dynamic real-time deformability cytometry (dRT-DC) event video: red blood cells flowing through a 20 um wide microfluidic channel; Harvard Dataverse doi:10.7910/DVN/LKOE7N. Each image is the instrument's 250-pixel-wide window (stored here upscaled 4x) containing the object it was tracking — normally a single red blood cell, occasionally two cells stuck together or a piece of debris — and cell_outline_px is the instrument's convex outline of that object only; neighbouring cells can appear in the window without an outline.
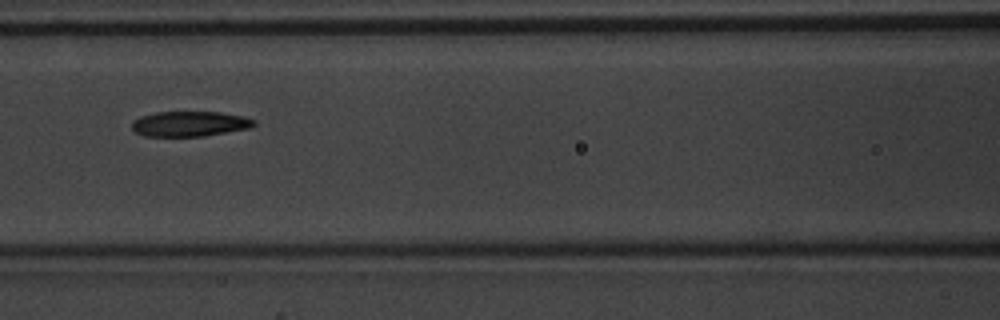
{"species": "common noctule bat (a hibernating species)", "species_latin": "Nyctalus noctula", "temperature_condition": "warm", "stored_images_in_passage": 7, "camera_frame_rate_fps": 3000, "um_per_image_px": 0.085, "animal": {"sex": "male", "body_mass_g": 20.1, "forearm_length_mm": 53.5}, "frame": {"image": 1, "passage_image": 7, "time_ms": 2.0, "image_size_px": [1000, 320], "cell_outline_px": [[256, 124], [252, 128], [204, 136], [144, 136], [136, 132], [132, 128], [132, 120], [140, 116], [156, 112], [220, 112], [244, 116], [256, 120]], "centroid_in_image_um": [16.15, 10.52], "position_along_channel_um": 150.4, "area_um2": 18.09}}